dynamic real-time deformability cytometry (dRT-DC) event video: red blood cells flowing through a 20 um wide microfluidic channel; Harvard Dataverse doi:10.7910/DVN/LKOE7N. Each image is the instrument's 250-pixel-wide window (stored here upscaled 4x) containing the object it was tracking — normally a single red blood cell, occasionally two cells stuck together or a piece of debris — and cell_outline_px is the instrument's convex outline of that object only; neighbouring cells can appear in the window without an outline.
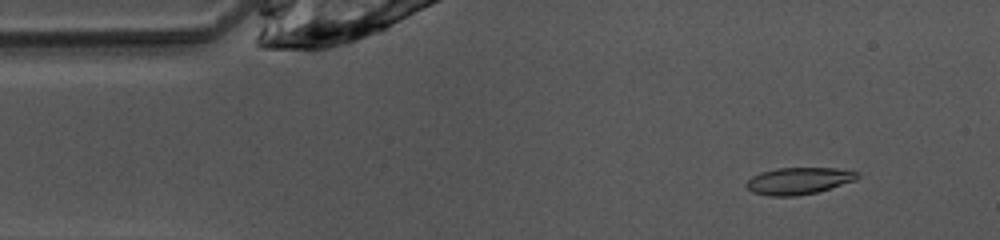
{"species": "common noctule bat (a hibernating species)", "species_latin": "Nyctalus noctula", "temperature_condition": "warm", "stored_images_in_passage": 38, "camera_frame_rate_fps": 3000, "um_per_image_px": 0.085, "animal": {"sex": "female", "body_mass_g": 10.0, "forearm_length_mm": 53.1}, "frame": {"image": 1, "passage_image": 5, "time_ms": 1.333, "image_size_px": [1000, 240], "cell_outline_px": [[860, 176], [856, 180], [816, 192], [796, 196], [768, 196], [752, 192], [744, 184], [752, 176], [760, 172], [776, 168], [836, 168], [860, 172]], "centroid_in_image_um": [67.88, 15.37], "position_along_channel_um": 17.1, "area_um2": 17.46}}
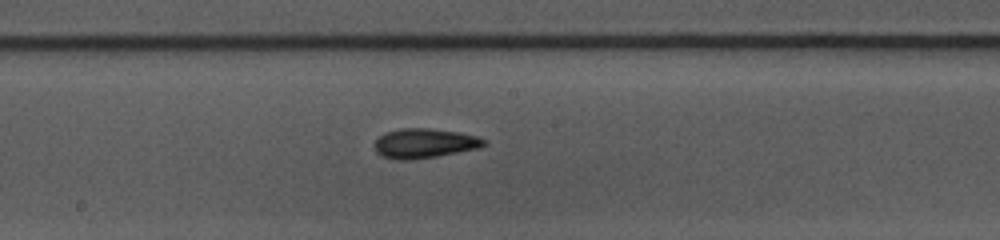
{"frame": {"image": 2, "passage_image": 24, "time_ms": 7.667, "image_size_px": [1000, 240], "cell_outline_px": [[488, 144], [480, 148], [436, 156], [408, 160], [396, 160], [380, 156], [376, 152], [376, 140], [384, 132], [400, 128], [432, 128], [456, 132], [476, 136], [488, 140]], "centroid_in_image_um": [36.09, 12.18], "position_along_channel_um": 212.1, "area_um2": 18.96}}
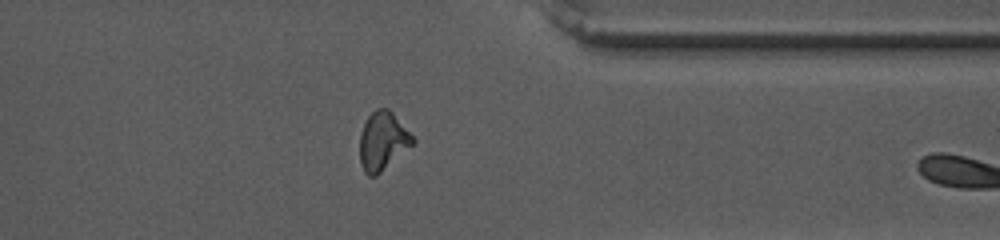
{"frame": {"image": 3, "passage_image": 37, "time_ms": 12.0, "image_size_px": [1000, 240], "cell_outline_px": [[416, 144], [376, 176], [368, 176], [364, 172], [360, 164], [360, 136], [364, 124], [368, 116], [376, 108], [388, 108], [392, 112], [416, 140]], "centroid_in_image_um": [32.55, 12.02], "position_along_channel_um": 378.8, "area_um2": 18.21}}